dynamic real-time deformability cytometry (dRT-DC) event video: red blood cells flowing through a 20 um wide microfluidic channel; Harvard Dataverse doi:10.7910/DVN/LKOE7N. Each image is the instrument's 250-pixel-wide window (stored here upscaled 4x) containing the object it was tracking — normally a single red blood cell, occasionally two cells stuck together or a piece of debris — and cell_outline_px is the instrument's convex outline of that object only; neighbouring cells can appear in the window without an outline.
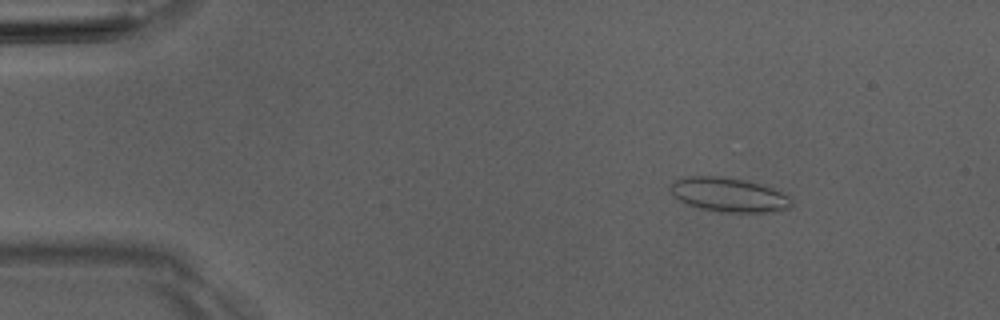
{"species": "Egyptian fruit bat (a non-hibernating species)", "species_latin": "Rousettus aegyptiacus", "temperature_condition": "room temperature", "stored_images_in_passage": 7, "camera_frame_rate_fps": 3000, "um_per_image_px": 0.085, "animal": {"sex": "male"}, "frame": {"image": 1, "passage_image": 3, "time_ms": 2.333, "image_size_px": [1000, 320], "cell_outline_px": [[792, 204], [788, 208], [764, 212], [720, 212], [700, 208], [688, 204], [680, 200], [668, 188], [680, 176], [720, 176], [744, 180], [760, 184], [772, 188], [788, 196], [792, 200]], "centroid_in_image_um": [61.91, 16.54], "position_along_channel_um": 23.1, "area_um2": 23.87}}